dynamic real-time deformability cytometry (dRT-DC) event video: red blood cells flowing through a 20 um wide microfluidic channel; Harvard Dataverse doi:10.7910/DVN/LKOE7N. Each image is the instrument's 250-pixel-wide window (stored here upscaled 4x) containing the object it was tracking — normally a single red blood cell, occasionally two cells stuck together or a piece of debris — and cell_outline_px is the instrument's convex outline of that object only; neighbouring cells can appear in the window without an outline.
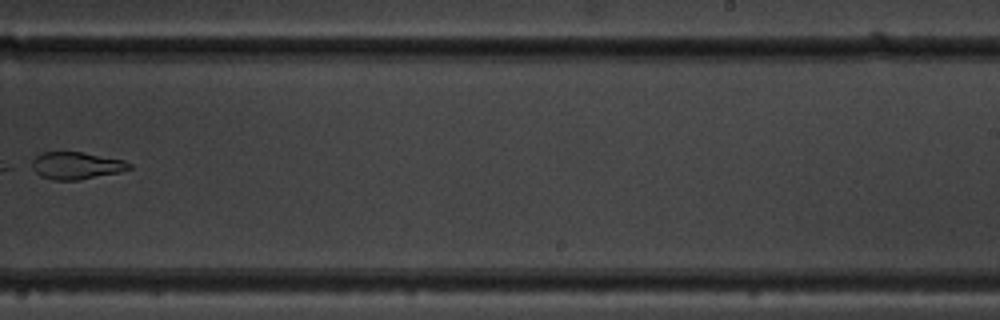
{"species": "common noctule bat (a hibernating species)", "species_latin": "Nyctalus noctula", "temperature_condition": "warm", "stored_images_in_passage": 11, "camera_frame_rate_fps": 3000, "um_per_image_px": 0.085, "animal": {"sex": "male", "body_mass_g": 19.5, "forearm_length_mm": 54.6}, "frame": {"image": 1, "passage_image": 10, "time_ms": 3.0, "image_size_px": [1000, 320], "cell_outline_px": [[132, 168], [120, 172], [76, 180], [52, 180], [40, 176], [28, 168], [32, 160], [36, 156], [44, 152], [80, 152], [124, 160], [132, 164]], "centroid_in_image_um": [6.43, 14.08], "position_along_channel_um": 282.6, "area_um2": 15.55}}
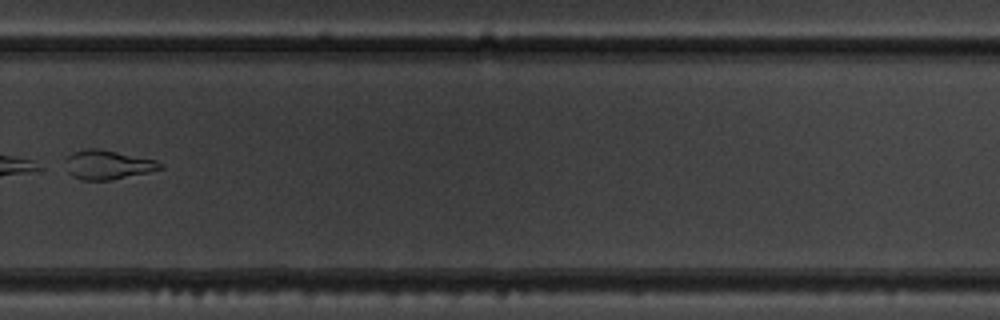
{"frame": {"image": 2, "passage_image": 11, "time_ms": 3.333, "image_size_px": [1000, 320], "cell_outline_px": [[164, 168], [148, 172], [112, 180], [80, 180], [72, 176], [68, 172], [64, 160], [72, 152], [84, 148], [100, 148], [156, 160], [164, 164]], "centroid_in_image_um": [9.14, 13.99], "position_along_channel_um": 320.7, "area_um2": 16.36}}